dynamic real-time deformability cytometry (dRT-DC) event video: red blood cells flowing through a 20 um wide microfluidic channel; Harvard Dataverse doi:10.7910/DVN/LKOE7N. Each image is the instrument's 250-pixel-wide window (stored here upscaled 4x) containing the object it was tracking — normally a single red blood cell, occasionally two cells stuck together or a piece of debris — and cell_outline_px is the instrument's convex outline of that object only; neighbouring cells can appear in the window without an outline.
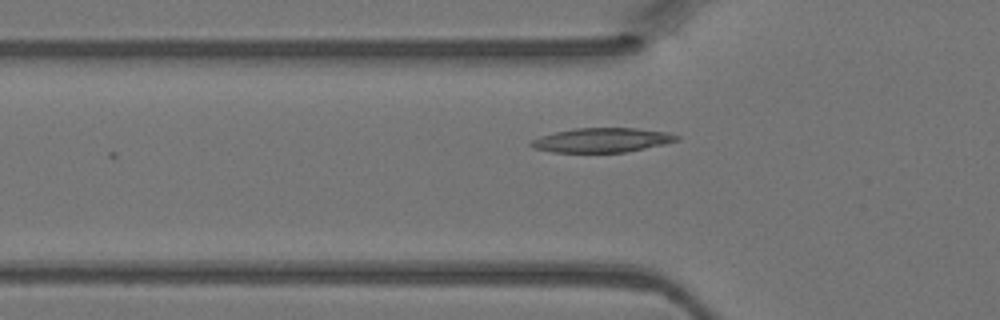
{"species": "Egyptian fruit bat (a non-hibernating species)", "species_latin": "Rousettus aegyptiacus", "temperature_condition": "warm", "stored_images_in_passage": 4, "camera_frame_rate_fps": 3000, "um_per_image_px": 0.085, "animal": {"sex": "female"}, "frame": {"image": 1, "passage_image": 3, "time_ms": 0.667, "image_size_px": [1000, 320], "cell_outline_px": [[680, 140], [664, 144], [624, 152], [552, 152], [532, 148], [528, 144], [532, 140], [540, 136], [556, 132], [576, 128], [636, 128], [668, 132], [680, 136]], "centroid_in_image_um": [51.17, 11.91], "position_along_channel_um": 74.6, "area_um2": 20.63}}
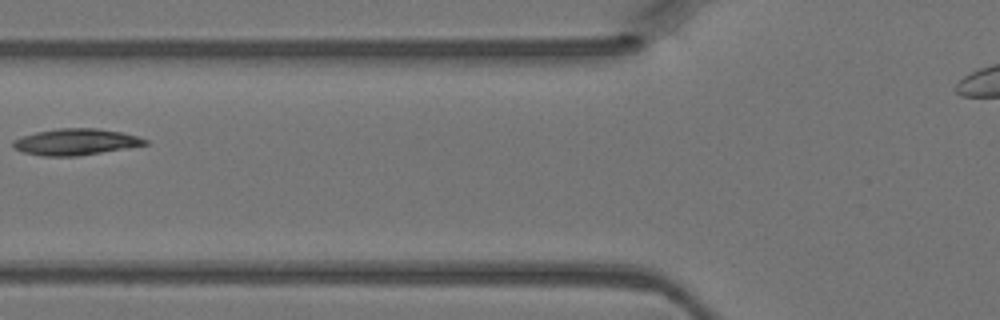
{"frame": {"image": 2, "passage_image": 4, "time_ms": 1.0, "image_size_px": [1000, 320], "cell_outline_px": [[148, 144], [76, 156], [44, 156], [24, 152], [12, 148], [12, 140], [36, 132], [56, 128], [96, 128], [124, 132], [148, 140]], "centroid_in_image_um": [6.4, 12.05], "position_along_channel_um": 119.4, "area_um2": 20.11}}